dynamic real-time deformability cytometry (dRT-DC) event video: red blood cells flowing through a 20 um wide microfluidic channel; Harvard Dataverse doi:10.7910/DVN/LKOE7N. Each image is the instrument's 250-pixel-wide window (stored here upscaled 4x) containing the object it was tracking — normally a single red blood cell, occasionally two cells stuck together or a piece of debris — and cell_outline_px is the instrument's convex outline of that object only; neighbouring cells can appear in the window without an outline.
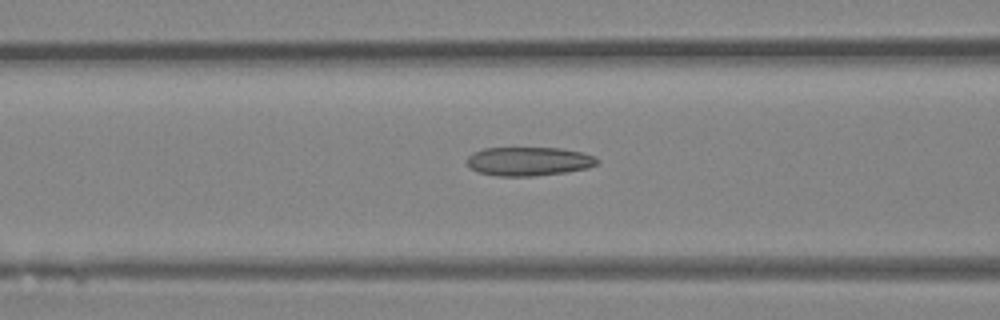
{"species": "Egyptian fruit bat (a non-hibernating species)", "species_latin": "Rousettus aegyptiacus", "temperature_condition": "room temperature", "stored_images_in_passage": 33, "camera_frame_rate_fps": 3000, "um_per_image_px": 0.085, "animal": {"sex": "female"}, "frame": {"image": 1, "passage_image": 6, "time_ms": 1.667, "image_size_px": [1000, 320], "cell_outline_px": [[600, 160], [596, 164], [588, 168], [568, 172], [536, 176], [496, 176], [476, 172], [468, 168], [464, 160], [472, 152], [484, 148], [560, 148], [584, 152], [596, 156]], "centroid_in_image_um": [44.91, 13.72], "position_along_channel_um": 121.7, "area_um2": 22.43}}
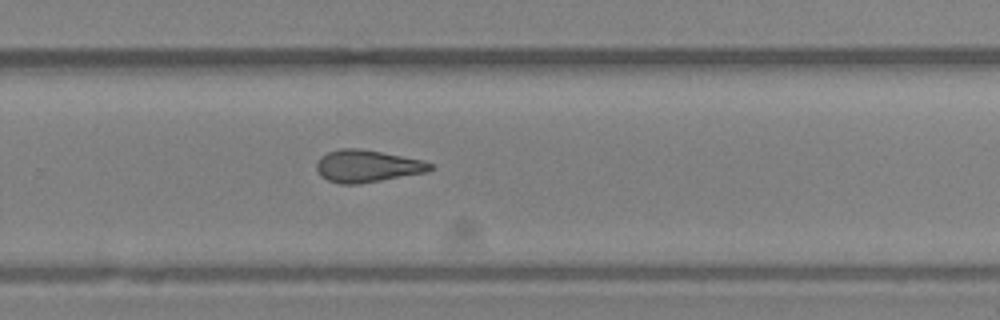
{"frame": {"image": 2, "passage_image": 18, "time_ms": 5.667, "image_size_px": [1000, 320], "cell_outline_px": [[432, 168], [424, 172], [380, 180], [356, 184], [340, 184], [328, 180], [320, 176], [316, 168], [316, 164], [320, 156], [328, 152], [340, 148], [360, 148], [424, 160], [432, 164]], "centroid_in_image_um": [31.15, 14.1], "position_along_channel_um": 298.6, "area_um2": 21.15}}
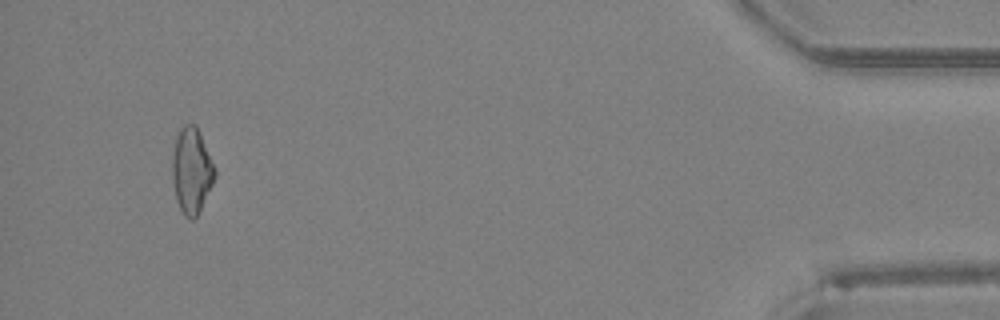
{"frame": {"image": 3, "passage_image": 31, "time_ms": 10.0, "image_size_px": [1000, 320], "cell_outline_px": [[216, 176], [200, 212], [192, 220], [184, 216], [176, 200], [172, 180], [172, 156], [176, 136], [180, 128], [184, 124], [196, 124], [200, 132], [216, 168]], "centroid_in_image_um": [16.29, 14.5], "position_along_channel_um": 418.9, "area_um2": 21.56}}